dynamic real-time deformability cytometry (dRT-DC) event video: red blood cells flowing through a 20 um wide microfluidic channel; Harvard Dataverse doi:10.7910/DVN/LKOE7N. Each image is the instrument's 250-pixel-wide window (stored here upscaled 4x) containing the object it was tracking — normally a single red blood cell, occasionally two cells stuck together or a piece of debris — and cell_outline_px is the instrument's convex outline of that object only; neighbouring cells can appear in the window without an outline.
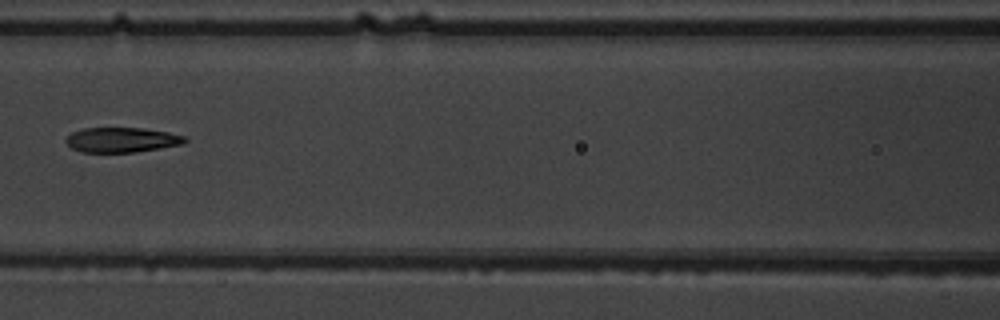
{"species": "common noctule bat (a hibernating species)", "species_latin": "Nyctalus noctula", "temperature_condition": "warm", "stored_images_in_passage": 8, "camera_frame_rate_fps": 3000, "um_per_image_px": 0.085, "animal": {"sex": "male", "body_mass_g": 19.5, "forearm_length_mm": 54.6}, "frame": {"image": 1, "passage_image": 8, "time_ms": 8.0, "image_size_px": [1000, 320], "cell_outline_px": [[188, 140], [184, 144], [132, 152], [84, 152], [72, 148], [64, 140], [72, 132], [84, 128], [144, 128], [168, 132], [184, 136]], "centroid_in_image_um": [10.36, 11.88], "position_along_channel_um": 156.2, "area_um2": 17.11}}